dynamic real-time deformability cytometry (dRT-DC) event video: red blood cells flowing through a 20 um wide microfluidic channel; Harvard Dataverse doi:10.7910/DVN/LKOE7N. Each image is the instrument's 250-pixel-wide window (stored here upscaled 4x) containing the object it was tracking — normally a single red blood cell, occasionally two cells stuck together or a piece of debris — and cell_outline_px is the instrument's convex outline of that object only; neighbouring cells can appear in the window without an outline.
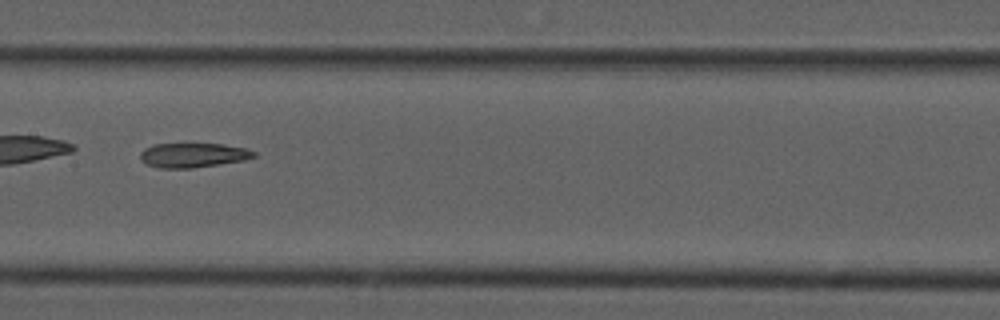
{"species": "common noctule bat (a hibernating species)", "species_latin": "Nyctalus noctula", "temperature_condition": "cold", "stored_images_in_passage": 45, "camera_frame_rate_fps": 3000, "um_per_image_px": 0.085, "animal": {"sex": "male", "forearm_length_mm": 52.5}, "frame": {"image": 1, "passage_image": 20, "time_ms": 6.333, "image_size_px": [1000, 320], "cell_outline_px": [[256, 156], [244, 160], [192, 168], [160, 168], [148, 164], [140, 160], [140, 152], [144, 148], [152, 144], [224, 144], [244, 148], [256, 152]], "centroid_in_image_um": [16.38, 13.18], "position_along_channel_um": 191.0, "area_um2": 16.13}, "authors_computed_cell_mechanics": {"area_um2": 18.5538, "velocity_mm_per_s": 3.863, "shape_relaxation_time_tau1_ms": null, "shape_relaxation_time_tau2_ms": 7.453, "deformation_change_tau1": null, "deformation_change_tau2": 0.1796}}